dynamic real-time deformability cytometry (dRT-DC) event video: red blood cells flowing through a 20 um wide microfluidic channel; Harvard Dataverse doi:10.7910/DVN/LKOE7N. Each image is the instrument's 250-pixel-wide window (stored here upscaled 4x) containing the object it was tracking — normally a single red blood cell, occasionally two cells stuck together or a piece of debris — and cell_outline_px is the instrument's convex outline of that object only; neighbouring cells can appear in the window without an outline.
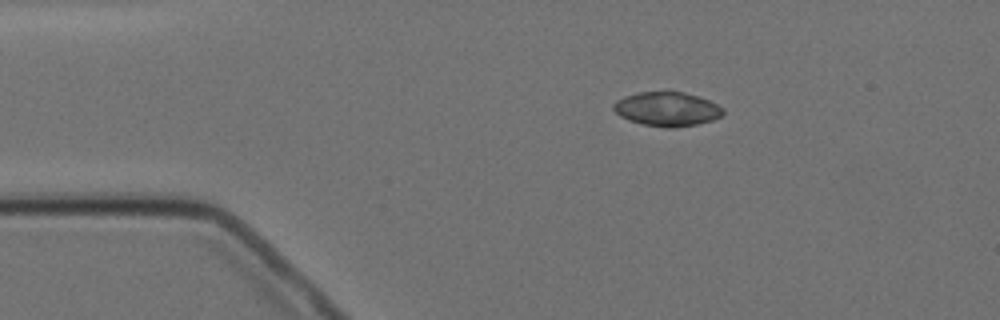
{"species": "Egyptian fruit bat (a non-hibernating species)", "species_latin": "Rousettus aegyptiacus", "temperature_condition": "cold", "stored_images_in_passage": 7, "segment_of_instrument_passage": [1, 2], "camera_frame_rate_fps": 3000, "um_per_image_px": 0.085, "animal": {"sex": "female"}, "frame": {"image": 1, "passage_image": 1, "time_ms": 0.0, "image_size_px": [1000, 320], "cell_outline_px": [[724, 112], [720, 116], [712, 120], [696, 124], [672, 128], [668, 128], [644, 124], [628, 120], [620, 116], [612, 108], [612, 104], [616, 100], [624, 96], [636, 92], [684, 92], [708, 100], [724, 108]], "centroid_in_image_um": [56.66, 9.26], "position_along_channel_um": 28.3, "area_um2": 21.68}}
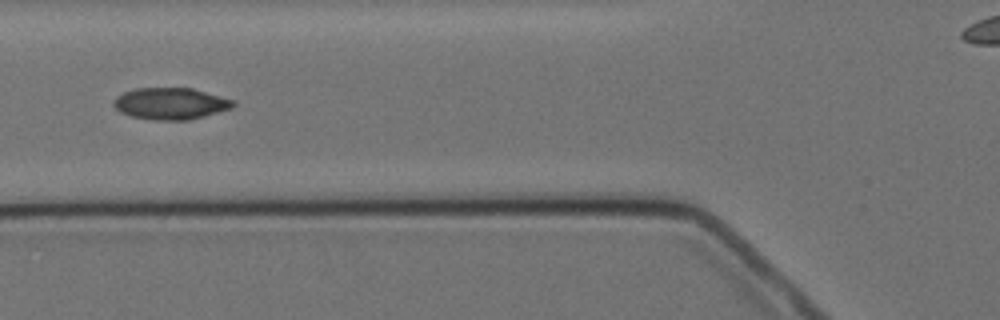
{"frame": {"image": 2, "passage_image": 4, "time_ms": 3.667, "image_size_px": [1000, 320], "cell_outline_px": [[236, 104], [232, 108], [204, 116], [188, 120], [152, 120], [132, 116], [120, 112], [112, 104], [112, 100], [116, 96], [124, 92], [136, 88], [192, 88], [236, 100]], "centroid_in_image_um": [14.5, 8.8], "position_along_channel_um": 111.3, "area_um2": 22.2}}
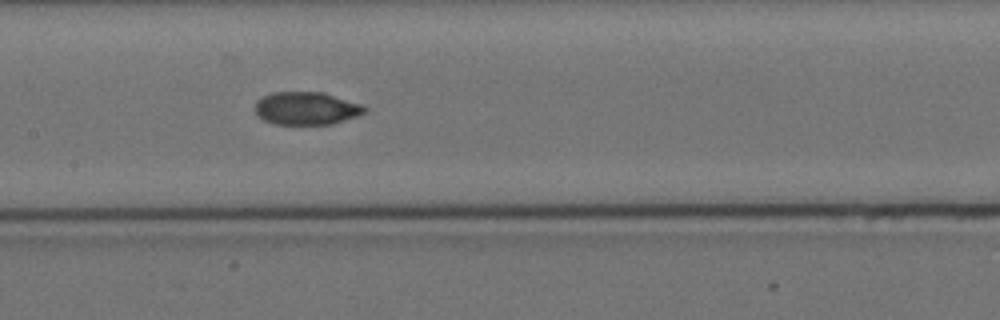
{"frame": {"image": 3, "passage_image": 6, "time_ms": 5.667, "image_size_px": [1000, 320], "cell_outline_px": [[368, 112], [332, 124], [272, 124], [264, 120], [256, 112], [256, 100], [272, 92], [324, 92], [364, 104], [368, 108]], "centroid_in_image_um": [26.1, 9.2], "position_along_channel_um": 181.3, "area_um2": 21.15}}